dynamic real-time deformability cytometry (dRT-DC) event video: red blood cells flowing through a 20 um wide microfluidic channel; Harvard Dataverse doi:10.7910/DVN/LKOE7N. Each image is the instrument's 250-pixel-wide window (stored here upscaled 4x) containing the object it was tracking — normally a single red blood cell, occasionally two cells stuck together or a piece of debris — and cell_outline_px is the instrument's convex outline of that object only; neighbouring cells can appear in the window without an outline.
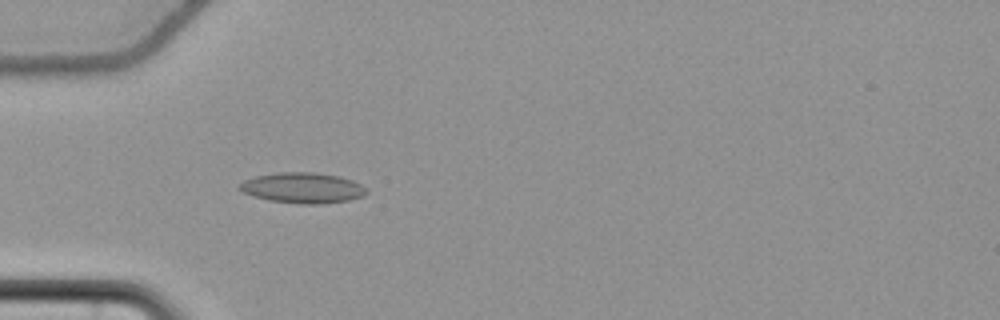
{"species": "common noctule bat (a hibernating species)", "species_latin": "Nyctalus noctula", "temperature_condition": "cold", "stored_images_in_passage": 44, "camera_frame_rate_fps": 3000, "um_per_image_px": 0.085, "animal": {"sex": "female", "body_mass_g": 22.7, "forearm_length_mm": 54.2}, "frame": {"image": 1, "passage_image": 6, "time_ms": 1.667, "image_size_px": [1000, 320], "cell_outline_px": [[368, 192], [364, 196], [348, 200], [320, 204], [300, 204], [272, 200], [252, 196], [244, 192], [240, 188], [240, 184], [244, 180], [256, 176], [276, 172], [312, 172], [336, 176], [352, 180], [368, 188]], "centroid_in_image_um": [25.76, 15.97], "position_along_channel_um": 59.2, "area_um2": 22.43}}
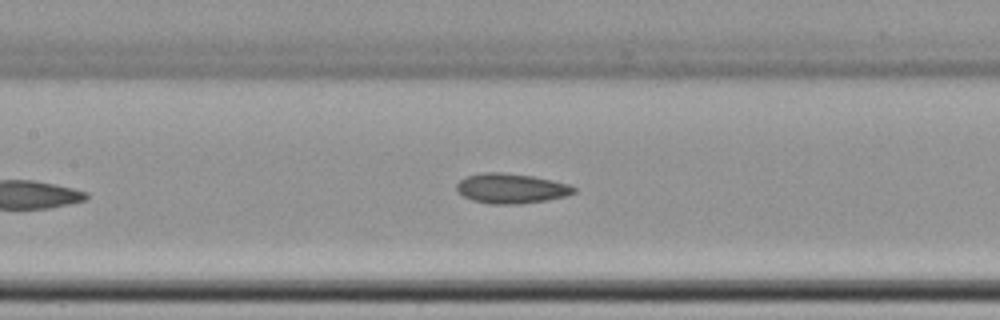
{"frame": {"image": 2, "passage_image": 15, "time_ms": 4.667, "image_size_px": [1000, 320], "cell_outline_px": [[576, 192], [564, 196], [544, 200], [520, 204], [488, 204], [472, 200], [464, 196], [456, 188], [456, 184], [460, 180], [468, 176], [484, 172], [504, 172], [532, 176], [552, 180], [568, 184], [576, 188]], "centroid_in_image_um": [43.44, 16.01], "position_along_channel_um": 164.0, "area_um2": 20.29}}
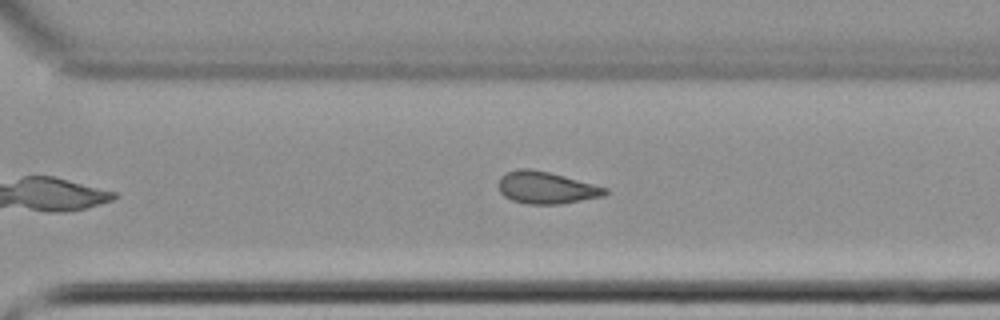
{"frame": {"image": 3, "passage_image": 28, "time_ms": 9.0, "image_size_px": [1000, 320], "cell_outline_px": [[608, 192], [604, 196], [560, 204], [528, 204], [512, 200], [504, 196], [500, 192], [496, 184], [500, 176], [508, 172], [524, 168], [528, 168], [548, 172], [564, 176], [608, 188]], "centroid_in_image_um": [46.4, 15.96], "position_along_channel_um": 324.2, "area_um2": 19.88}, "authors_computed_cell_mechanics": {"area_um2": 20.23, "velocity_mm_per_s": 3.7034, "shape_relaxation_time_tau1_ms": null, "shape_relaxation_time_tau2_ms": 3.553, "deformation_change_tau1": null, "deformation_change_tau2": 0.0974}}